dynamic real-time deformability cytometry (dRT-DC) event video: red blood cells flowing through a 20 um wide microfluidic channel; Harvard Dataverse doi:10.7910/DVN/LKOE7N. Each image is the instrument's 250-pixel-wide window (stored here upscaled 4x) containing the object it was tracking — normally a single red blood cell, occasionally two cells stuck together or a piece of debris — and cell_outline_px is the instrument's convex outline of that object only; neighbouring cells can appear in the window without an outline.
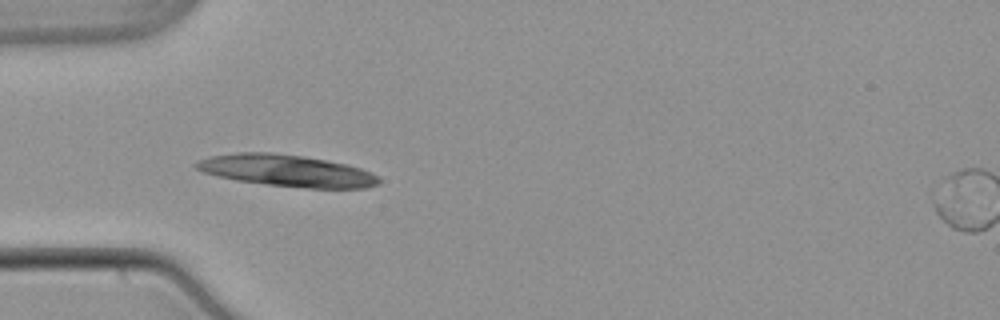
{"species": "common noctule bat (a hibernating species)", "species_latin": "Nyctalus noctula", "temperature_condition": "warm", "stored_images_in_passage": 11, "camera_frame_rate_fps": 3000, "um_per_image_px": 0.085, "animal": {"sex": "male", "body_mass_g": 21.5, "forearm_length_mm": 52.0}, "frame": {"image": 1, "passage_image": 4, "time_ms": 1.0, "image_size_px": [1000, 320], "cell_outline_px": [[380, 184], [364, 188], [308, 188], [268, 184], [236, 180], [204, 172], [196, 168], [192, 164], [200, 160], [212, 156], [240, 152], [268, 152], [304, 156], [348, 164], [372, 172], [380, 180]], "centroid_in_image_um": [24.41, 14.5], "position_along_channel_um": 60.6, "area_um2": 33.52}}